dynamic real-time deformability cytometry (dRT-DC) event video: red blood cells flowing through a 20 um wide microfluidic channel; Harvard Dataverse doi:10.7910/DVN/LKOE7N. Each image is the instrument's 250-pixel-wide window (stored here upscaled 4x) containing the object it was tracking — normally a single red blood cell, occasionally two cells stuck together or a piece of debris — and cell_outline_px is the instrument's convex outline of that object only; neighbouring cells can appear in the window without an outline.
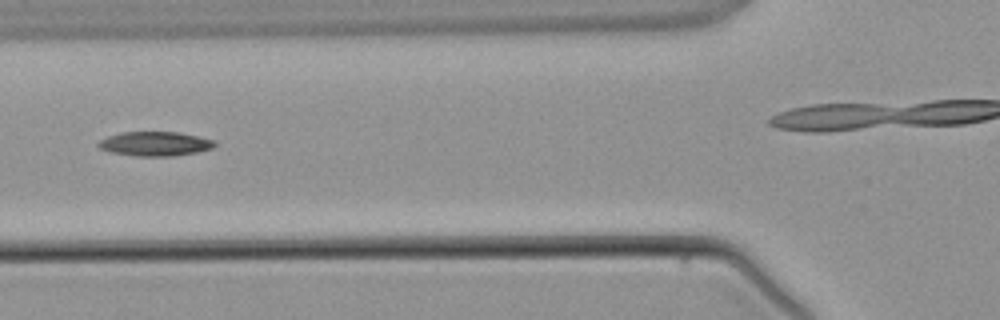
{"species": "common noctule bat (a hibernating species)", "species_latin": "Nyctalus noctula", "temperature_condition": "warm", "stored_images_in_passage": 3, "camera_frame_rate_fps": 3000, "um_per_image_px": 0.085, "animal": {"sex": "male", "body_mass_g": 21.5, "forearm_length_mm": 52.0}, "frame": {"image": 1, "passage_image": 2, "time_ms": 1.0, "image_size_px": [1000, 320], "cell_outline_px": [[216, 144], [212, 148], [196, 152], [172, 156], [136, 156], [108, 152], [100, 148], [96, 144], [100, 140], [108, 136], [124, 132], [180, 132], [216, 140]], "centroid_in_image_um": [13.18, 12.22], "position_along_channel_um": 112.6, "area_um2": 16.53}}